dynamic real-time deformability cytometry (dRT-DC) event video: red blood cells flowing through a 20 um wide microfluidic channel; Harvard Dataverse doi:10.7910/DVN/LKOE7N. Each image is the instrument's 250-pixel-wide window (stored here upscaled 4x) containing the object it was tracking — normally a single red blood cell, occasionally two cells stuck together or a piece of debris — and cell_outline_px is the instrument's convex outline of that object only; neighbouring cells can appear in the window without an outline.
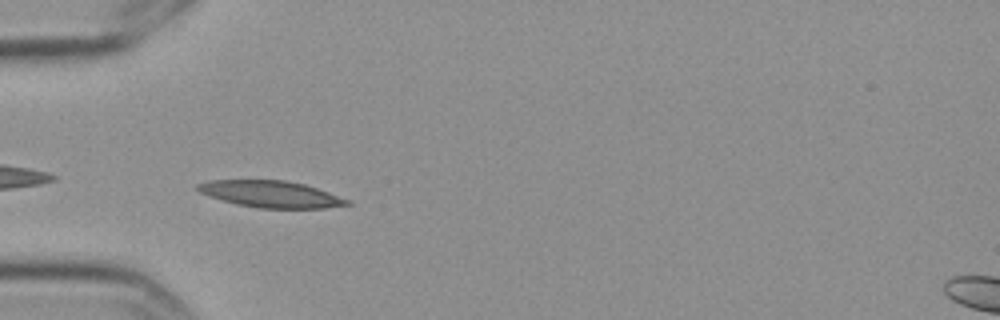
{"species": "Egyptian fruit bat (a non-hibernating species)", "species_latin": "Rousettus aegyptiacus", "temperature_condition": "cold", "stored_images_in_passage": 6, "camera_frame_rate_fps": 3000, "um_per_image_px": 0.085, "frame": {"image": 1, "passage_image": 4, "time_ms": 1.0, "image_size_px": [1000, 320], "cell_outline_px": [[352, 204], [324, 208], [256, 208], [236, 204], [200, 192], [196, 188], [196, 184], [212, 180], [284, 180], [304, 184], [352, 200]], "centroid_in_image_um": [23.07, 16.5], "position_along_channel_um": 61.9, "area_um2": 23.06}}
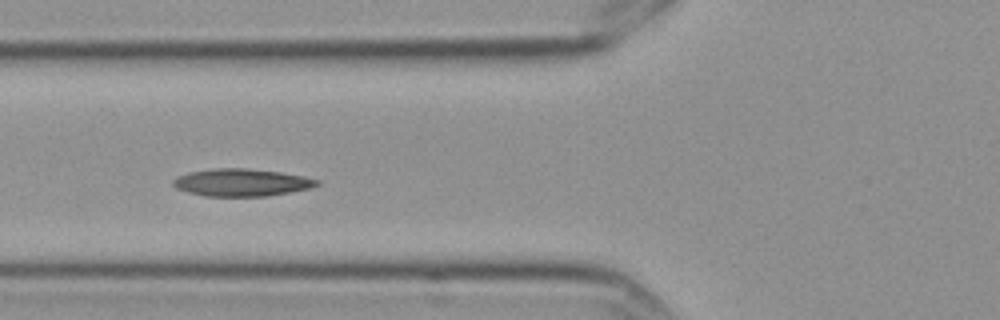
{"frame": {"image": 2, "passage_image": 5, "time_ms": 1.333, "image_size_px": [1000, 320], "cell_outline_px": [[320, 184], [308, 188], [268, 196], [204, 196], [188, 192], [176, 188], [172, 184], [172, 180], [176, 176], [188, 172], [216, 168], [244, 168], [280, 172], [320, 180]], "centroid_in_image_um": [20.47, 15.51], "position_along_channel_um": 105.3, "area_um2": 22.83}}
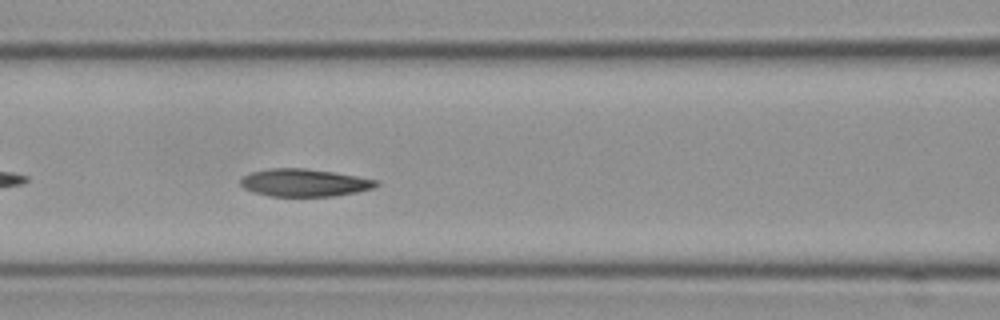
{"frame": {"image": 3, "passage_image": 6, "time_ms": 1.667, "image_size_px": [1000, 320], "cell_outline_px": [[380, 184], [372, 188], [356, 192], [332, 196], [268, 196], [244, 188], [240, 184], [240, 180], [248, 172], [268, 168], [304, 168], [332, 172], [380, 180]], "centroid_in_image_um": [25.86, 15.52], "position_along_channel_um": 140.7, "area_um2": 21.79}}